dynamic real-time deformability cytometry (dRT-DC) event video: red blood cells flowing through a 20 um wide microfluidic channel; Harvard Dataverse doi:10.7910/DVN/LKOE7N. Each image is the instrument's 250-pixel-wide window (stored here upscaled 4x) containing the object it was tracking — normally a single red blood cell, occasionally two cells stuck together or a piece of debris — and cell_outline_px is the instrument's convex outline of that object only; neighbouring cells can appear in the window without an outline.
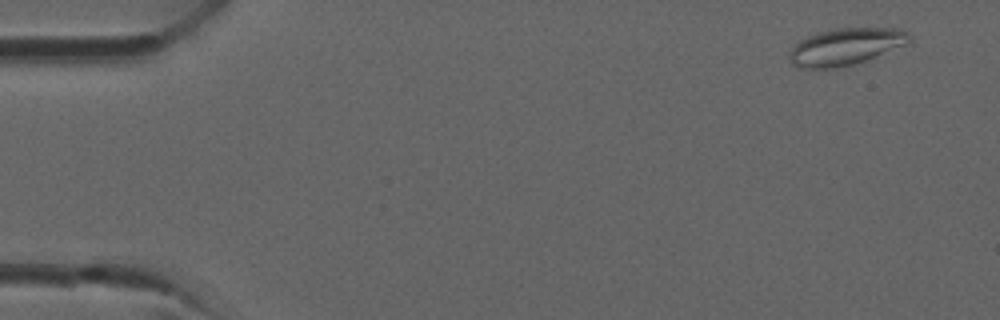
{"species": "common noctule bat (a hibernating species)", "species_latin": "Nyctalus noctula", "temperature_condition": "room temperature", "stored_images_in_passage": 37, "camera_frame_rate_fps": 3000, "um_per_image_px": 0.085, "animal": {"sex": "male", "forearm_length_mm": 52.5}, "frame": {"image": 1, "passage_image": 2, "time_ms": 0.333, "image_size_px": [1000, 320], "cell_outline_px": [[912, 40], [904, 44], [864, 60], [852, 64], [836, 68], [800, 68], [792, 64], [788, 56], [788, 52], [800, 40], [816, 32], [836, 28], [900, 28], [908, 32], [912, 36]], "centroid_in_image_um": [71.84, 3.95], "position_along_channel_um": 13.2, "area_um2": 25.55}}
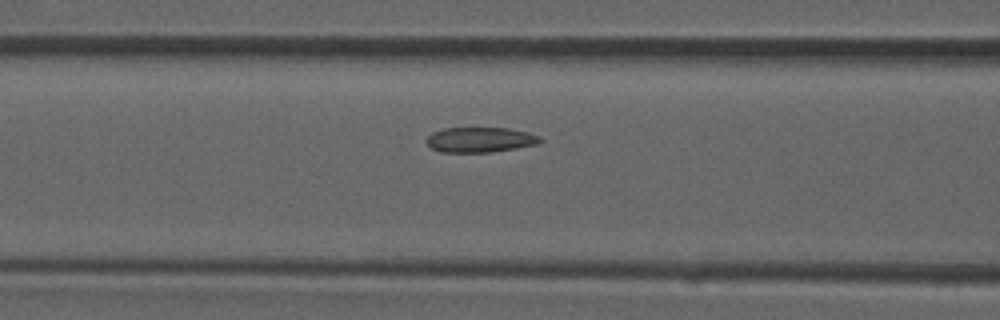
{"frame": {"image": 2, "passage_image": 15, "time_ms": 4.667, "image_size_px": [1000, 320], "cell_outline_px": [[544, 140], [536, 144], [516, 148], [492, 152], [440, 152], [432, 148], [424, 140], [432, 132], [444, 128], [508, 128], [528, 132], [540, 136]], "centroid_in_image_um": [40.81, 11.87], "position_along_channel_um": 125.8, "area_um2": 16.7}}
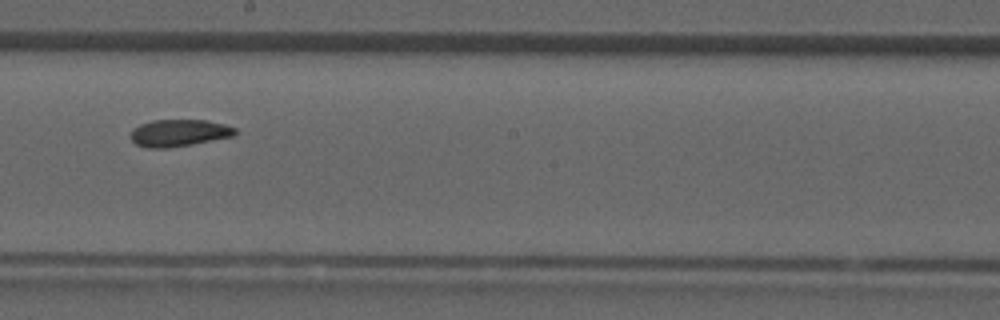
{"frame": {"image": 3, "passage_image": 21, "time_ms": 6.667, "image_size_px": [1000, 320], "cell_outline_px": [[240, 132], [236, 136], [192, 144], [168, 148], [148, 148], [136, 144], [132, 140], [132, 128], [140, 124], [152, 120], [208, 120], [224, 124], [236, 128]], "centroid_in_image_um": [15.27, 11.29], "position_along_channel_um": 232.9, "area_um2": 16.65}}